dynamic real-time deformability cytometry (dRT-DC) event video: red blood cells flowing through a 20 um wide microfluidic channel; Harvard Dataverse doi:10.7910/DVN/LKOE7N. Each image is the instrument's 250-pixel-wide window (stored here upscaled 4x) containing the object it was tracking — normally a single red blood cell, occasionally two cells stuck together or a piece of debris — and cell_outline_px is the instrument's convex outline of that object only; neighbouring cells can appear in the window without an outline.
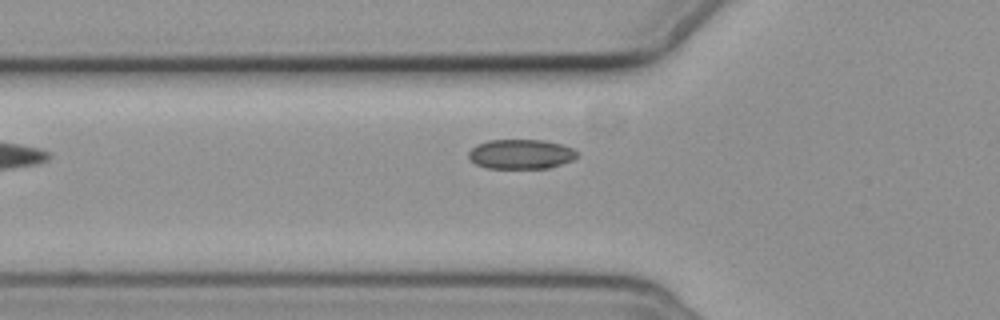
{"species": "common noctule bat (a hibernating species)", "species_latin": "Nyctalus noctula", "temperature_condition": "cold", "stored_images_in_passage": 7, "camera_frame_rate_fps": 3000, "um_per_image_px": 0.085, "animal": {"sex": "female", "body_mass_g": 19.3, "forearm_length_mm": 54.1}, "frame": {"image": 1, "passage_image": 6, "time_ms": 6.667, "image_size_px": [1000, 320], "cell_outline_px": [[580, 156], [572, 160], [548, 168], [488, 168], [476, 164], [468, 156], [468, 152], [476, 144], [488, 140], [544, 140], [560, 144], [572, 148]], "centroid_in_image_um": [44.27, 13.09], "position_along_channel_um": 81.5, "area_um2": 18.67}}
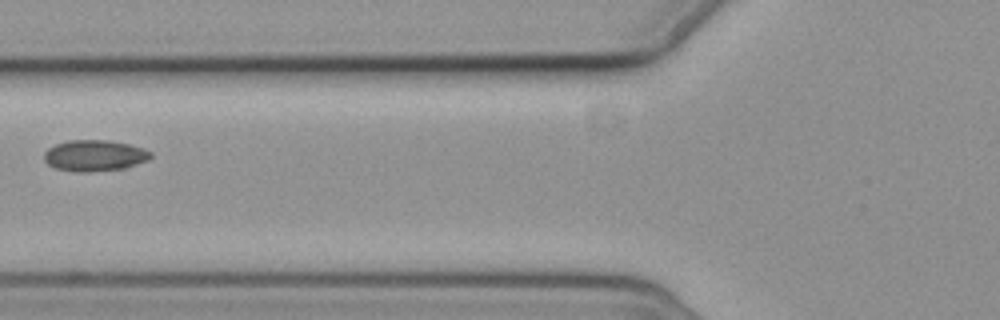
{"frame": {"image": 2, "passage_image": 7, "time_ms": 7.667, "image_size_px": [1000, 320], "cell_outline_px": [[152, 156], [148, 160], [124, 168], [88, 172], [76, 172], [56, 168], [48, 164], [44, 160], [44, 152], [48, 148], [56, 144], [68, 140], [108, 140], [128, 144], [144, 148], [152, 152]], "centroid_in_image_um": [8.03, 13.22], "position_along_channel_um": 117.8, "area_um2": 19.36}}